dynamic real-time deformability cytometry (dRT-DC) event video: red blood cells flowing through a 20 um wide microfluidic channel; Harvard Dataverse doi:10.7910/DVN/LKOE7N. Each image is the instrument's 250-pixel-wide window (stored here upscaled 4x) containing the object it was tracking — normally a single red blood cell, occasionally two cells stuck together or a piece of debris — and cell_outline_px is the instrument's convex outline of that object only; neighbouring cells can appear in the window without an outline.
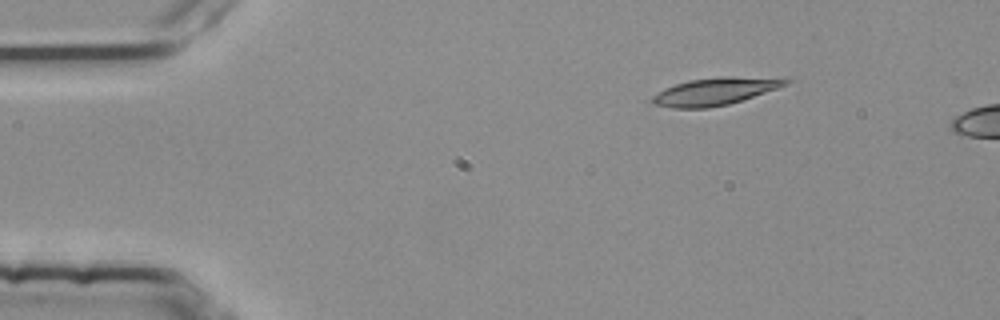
{"species": "common noctule bat (a hibernating species)", "species_latin": "Nyctalus noctula", "temperature_condition": "room temperature", "stored_images_in_passage": 5, "segment_of_instrument_passage": [2, 2], "camera_frame_rate_fps": 3000, "um_per_image_px": 0.085, "animal": {"sex": "female", "body_mass_g": 25.1}, "frame": {"image": 1, "passage_image": 5, "time_ms": 1.333, "image_size_px": [1000, 320], "cell_outline_px": [[792, 80], [788, 84], [728, 104], [708, 108], [672, 108], [652, 104], [652, 96], [664, 88], [688, 80], [728, 76], [784, 76]], "centroid_in_image_um": [60.84, 7.74], "position_along_channel_um": 24.2, "area_um2": 21.5}}